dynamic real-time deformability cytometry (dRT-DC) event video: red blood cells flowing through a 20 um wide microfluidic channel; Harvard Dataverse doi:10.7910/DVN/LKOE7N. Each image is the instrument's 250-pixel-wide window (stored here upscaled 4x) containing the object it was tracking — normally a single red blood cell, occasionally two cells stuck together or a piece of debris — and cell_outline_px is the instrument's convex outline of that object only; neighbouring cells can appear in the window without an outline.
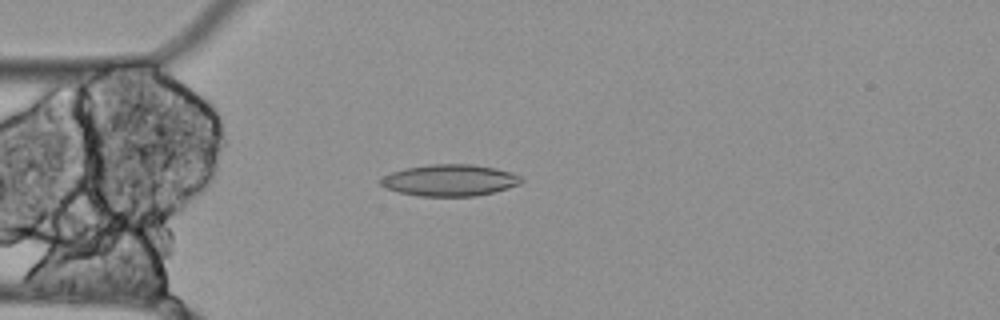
{"species": "Egyptian fruit bat (a non-hibernating species)", "species_latin": "Rousettus aegyptiacus", "temperature_condition": "cold", "stored_images_in_passage": 56, "camera_frame_rate_fps": 3000, "um_per_image_px": 0.085, "animal": {"sex": "female"}, "frame": {"image": 1, "passage_image": 15, "time_ms": 4.667, "image_size_px": [1000, 320], "cell_outline_px": [[524, 180], [520, 184], [508, 188], [476, 196], [420, 196], [400, 192], [388, 188], [380, 184], [380, 180], [384, 176], [392, 172], [404, 168], [428, 164], [472, 164], [496, 168], [512, 172], [520, 176]], "centroid_in_image_um": [38.26, 15.31], "position_along_channel_um": 46.7, "area_um2": 25.84}}
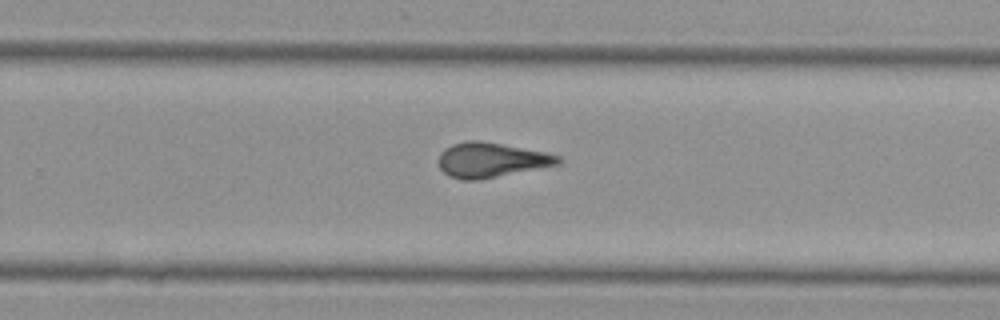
{"frame": {"image": 2, "passage_image": 36, "time_ms": 11.667, "image_size_px": [1000, 320], "cell_outline_px": [[564, 160], [560, 164], [476, 180], [464, 180], [448, 176], [440, 168], [440, 152], [444, 148], [452, 144], [468, 140], [480, 140], [544, 152], [560, 156]], "centroid_in_image_um": [41.74, 13.59], "position_along_channel_um": 288.1, "area_um2": 23.99}}
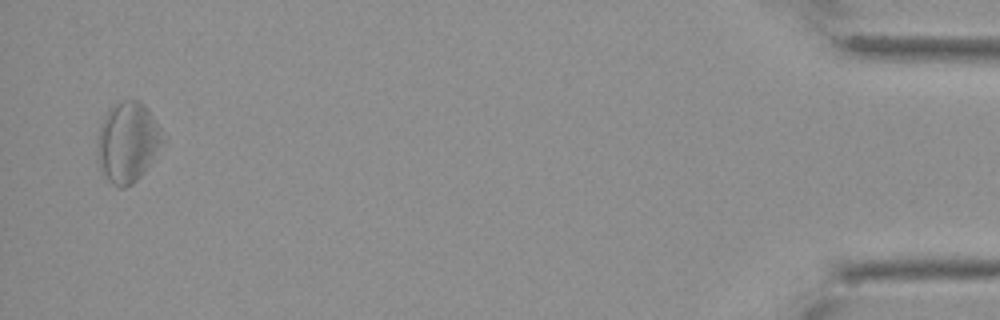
{"frame": {"image": 3, "passage_image": 55, "time_ms": 18.0, "image_size_px": [1000, 320], "cell_outline_px": [[168, 140], [144, 172], [132, 184], [124, 188], [120, 188], [112, 184], [108, 180], [100, 168], [96, 160], [96, 144], [100, 124], [108, 108], [124, 100], [140, 100], [148, 108]], "centroid_in_image_um": [10.87, 12.08], "position_along_channel_um": 424.3, "area_um2": 31.39}, "authors_computed_cell_mechanics": {"area_um2": 25.2586, "velocity_mm_per_s": 3.4775, "shape_relaxation_time_tau1_ms": null, "shape_relaxation_time_tau2_ms": 4.8954, "deformation_change_tau1": null, "deformation_change_tau2": 0.1279}}